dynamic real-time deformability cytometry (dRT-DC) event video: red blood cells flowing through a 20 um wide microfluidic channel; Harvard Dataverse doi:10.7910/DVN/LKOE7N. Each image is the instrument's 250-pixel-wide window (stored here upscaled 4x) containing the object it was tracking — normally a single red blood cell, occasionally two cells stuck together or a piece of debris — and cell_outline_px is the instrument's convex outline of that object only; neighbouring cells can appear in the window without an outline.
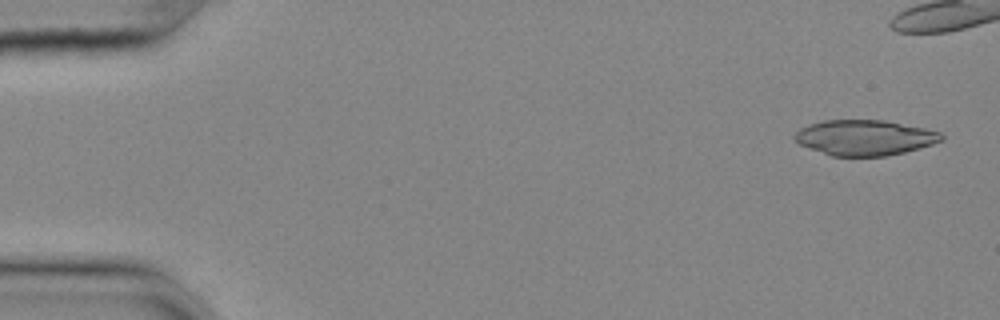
{"species": "common noctule bat (a hibernating species)", "species_latin": "Nyctalus noctula", "temperature_condition": "cold", "stored_images_in_passage": 43, "camera_frame_rate_fps": 3000, "um_per_image_px": 0.085, "animal": {"sex": "female", "body_mass_g": 25.1}, "frame": {"image": 1, "passage_image": 1, "time_ms": 0.0, "image_size_px": [1000, 320], "cell_outline_px": [[944, 140], [920, 148], [888, 156], [832, 156], [800, 144], [792, 136], [800, 128], [808, 124], [824, 120], [884, 120], [924, 128], [940, 132], [944, 136]], "centroid_in_image_um": [73.51, 11.69], "position_along_channel_um": 11.5, "area_um2": 30.23}}
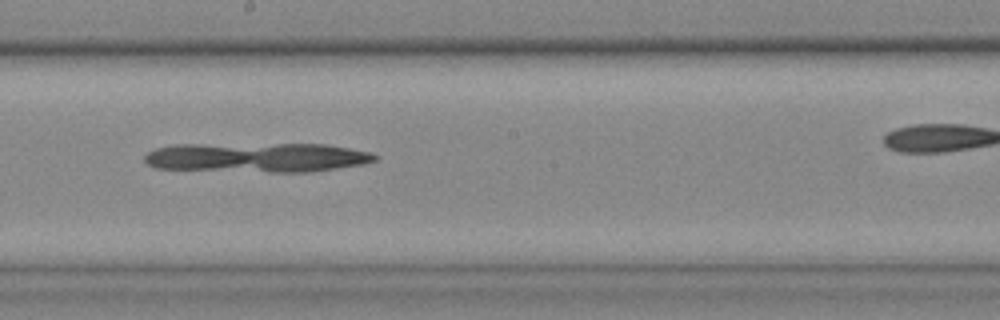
{"frame": {"image": 2, "passage_image": 29, "time_ms": 9.333, "image_size_px": [1000, 320], "cell_outline_px": [[380, 156], [376, 160], [364, 164], [308, 172], [268, 172], [156, 168], [148, 164], [144, 160], [144, 156], [148, 152], [156, 148], [176, 144], [324, 144], [372, 152]], "centroid_in_image_um": [21.87, 13.38], "position_along_channel_um": 226.3, "area_um2": 39.71}}
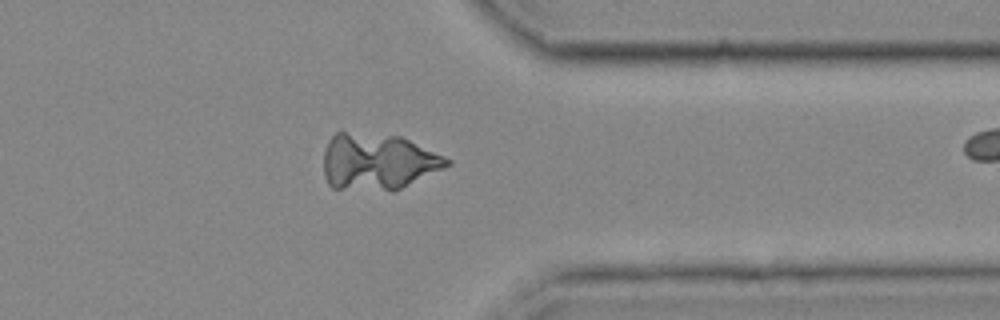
{"frame": {"image": 3, "passage_image": 42, "time_ms": 13.667, "image_size_px": [1000, 320], "cell_outline_px": [[452, 164], [392, 192], [332, 188], [328, 184], [324, 176], [324, 152], [328, 140], [336, 132], [344, 132], [400, 136], [444, 156], [452, 160]], "centroid_in_image_um": [32.09, 13.77], "position_along_channel_um": 379.3, "area_um2": 40.63}}